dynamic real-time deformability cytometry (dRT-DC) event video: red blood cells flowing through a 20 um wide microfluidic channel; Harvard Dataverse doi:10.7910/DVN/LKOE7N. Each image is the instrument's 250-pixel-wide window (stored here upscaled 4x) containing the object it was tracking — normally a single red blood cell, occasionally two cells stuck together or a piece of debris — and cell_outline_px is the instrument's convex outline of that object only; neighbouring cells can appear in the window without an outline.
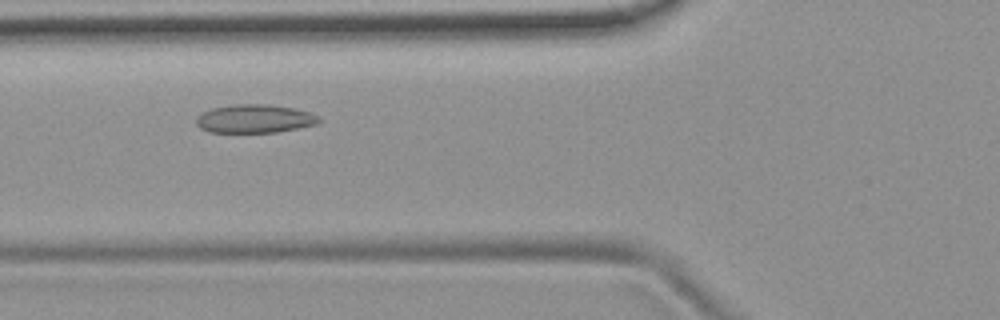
{"species": "common noctule bat (a hibernating species)", "species_latin": "Nyctalus noctula", "temperature_condition": "room temperature", "stored_images_in_passage": 46, "camera_frame_rate_fps": 3000, "um_per_image_px": 0.085, "animal": {"sex": "female", "body_mass_g": 19.9}, "frame": {"image": 1, "passage_image": 13, "time_ms": 4.0, "image_size_px": [1000, 320], "cell_outline_px": [[320, 120], [316, 124], [276, 132], [208, 132], [200, 128], [196, 124], [196, 120], [204, 112], [212, 108], [236, 104], [268, 104], [292, 108], [308, 112], [320, 116]], "centroid_in_image_um": [21.64, 10.09], "position_along_channel_um": 104.2, "area_um2": 20.06}}
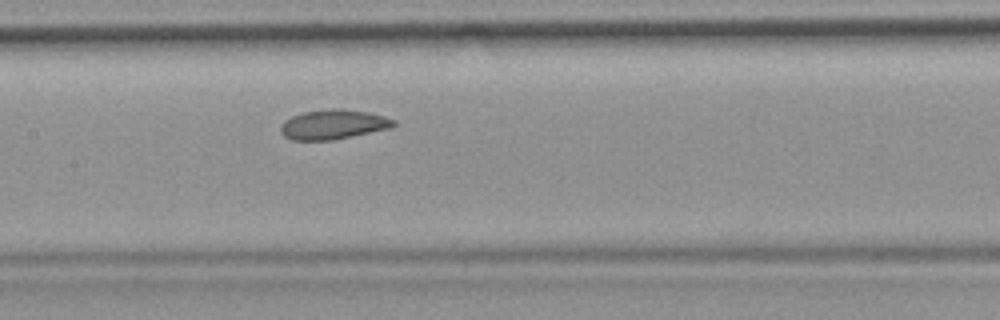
{"frame": {"image": 2, "passage_image": 19, "time_ms": 6.0, "image_size_px": [1000, 320], "cell_outline_px": [[396, 124], [392, 128], [332, 140], [292, 140], [284, 136], [280, 132], [280, 124], [284, 120], [292, 116], [304, 112], [340, 108], [368, 112], [384, 116], [396, 120]], "centroid_in_image_um": [28.33, 10.58], "position_along_channel_um": 179.1, "area_um2": 19.54}}
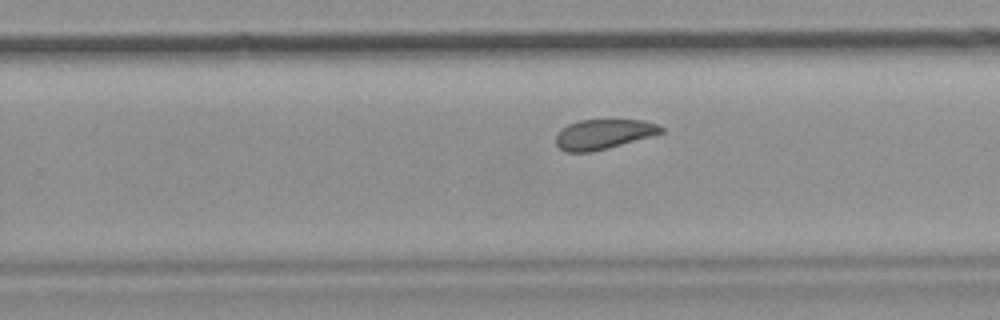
{"frame": {"image": 3, "passage_image": 27, "time_ms": 8.667, "image_size_px": [1000, 320], "cell_outline_px": [[664, 132], [652, 136], [608, 148], [592, 152], [564, 152], [556, 144], [556, 136], [560, 128], [568, 124], [580, 120], [644, 120], [656, 124], [664, 128]], "centroid_in_image_um": [51.28, 11.41], "position_along_channel_um": 278.5, "area_um2": 18.38}, "authors_computed_cell_mechanics": {"area_um2": 19.941, "velocity_mm_per_s": 3.7518, "shape_relaxation_time_tau1_ms": 5.5207, "shape_relaxation_time_tau2_ms": 3.3393, "deformation_change_tau1": 0.0941, "deformation_change_tau2": 0.0686}}